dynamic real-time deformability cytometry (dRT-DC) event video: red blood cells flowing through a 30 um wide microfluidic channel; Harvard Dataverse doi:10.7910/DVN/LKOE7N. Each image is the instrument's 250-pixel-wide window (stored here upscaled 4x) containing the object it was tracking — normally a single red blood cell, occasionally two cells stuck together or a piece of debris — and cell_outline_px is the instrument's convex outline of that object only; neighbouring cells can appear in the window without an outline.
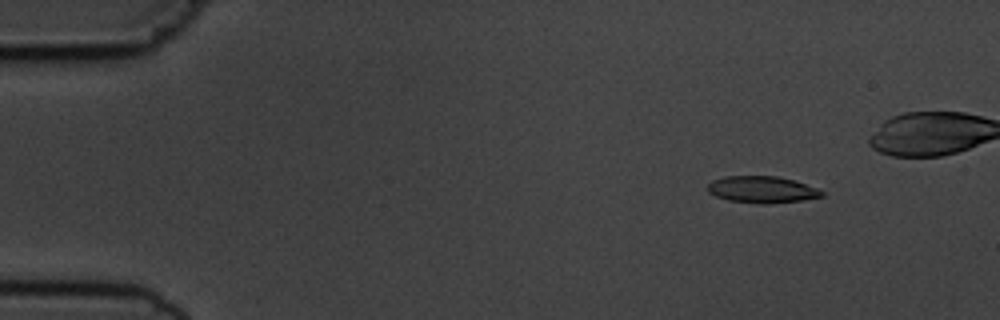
{"species": "common noctule bat (a hibernating species)", "species_latin": "Nyctalus noctula", "temperature_condition": "cold", "stored_images_in_passage": 6, "camera_frame_rate_fps": 3000, "um_per_image_px": 0.085, "animal": {"sex": "male", "body_mass_g": 19.5, "forearm_length_mm": 54.6}, "frame": {"image": 1, "passage_image": 2, "time_ms": 2.0, "image_size_px": [1000, 320], "cell_outline_px": [[824, 196], [804, 200], [764, 204], [760, 204], [728, 200], [716, 196], [708, 192], [708, 184], [712, 180], [724, 176], [776, 176], [792, 180], [816, 188], [824, 192]], "centroid_in_image_um": [64.75, 16.11], "position_along_channel_um": 20.3, "area_um2": 17.69}}